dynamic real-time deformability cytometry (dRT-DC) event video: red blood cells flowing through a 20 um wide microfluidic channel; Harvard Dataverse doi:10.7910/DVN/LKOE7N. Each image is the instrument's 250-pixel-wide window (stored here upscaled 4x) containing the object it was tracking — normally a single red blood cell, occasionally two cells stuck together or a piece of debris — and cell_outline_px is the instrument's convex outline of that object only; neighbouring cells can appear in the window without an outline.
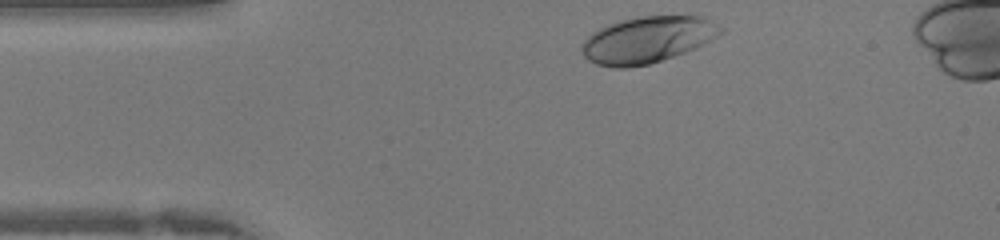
{"species": "human", "species_latin": "Homo sapiens", "temperature_condition": "warm", "stored_images_in_passage": 27, "camera_frame_rate_fps": 3000, "um_per_image_px": 0.085, "donor": {"sex": "female"}, "frame": {"image": 1, "passage_image": 1, "time_ms": 0.0, "image_size_px": [1000, 240], "cell_outline_px": [[724, 32], [704, 44], [696, 48], [648, 64], [628, 68], [616, 68], [596, 64], [588, 60], [584, 56], [580, 48], [580, 44], [592, 32], [608, 24], [620, 20], [640, 16], [704, 16], [724, 28]], "centroid_in_image_um": [55.02, 3.37], "position_along_channel_um": 30.0, "area_um2": 37.69}}
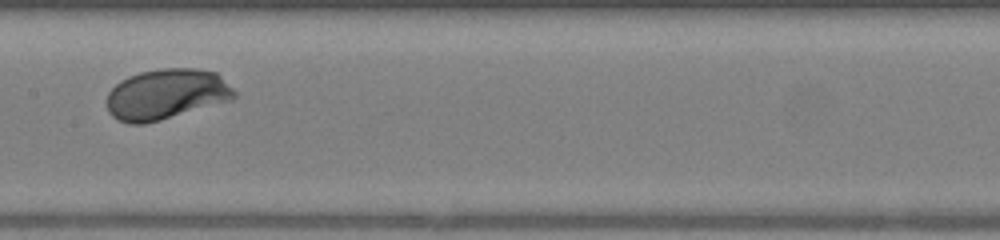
{"frame": {"image": 2, "passage_image": 14, "time_ms": 4.333, "image_size_px": [1000, 240], "cell_outline_px": [[236, 96], [232, 100], [160, 120], [144, 124], [128, 124], [112, 116], [108, 112], [108, 92], [120, 80], [128, 76], [140, 72], [164, 68], [196, 68], [216, 72], [236, 92]], "centroid_in_image_um": [14.14, 8.01], "position_along_channel_um": 193.3, "area_um2": 37.45}}
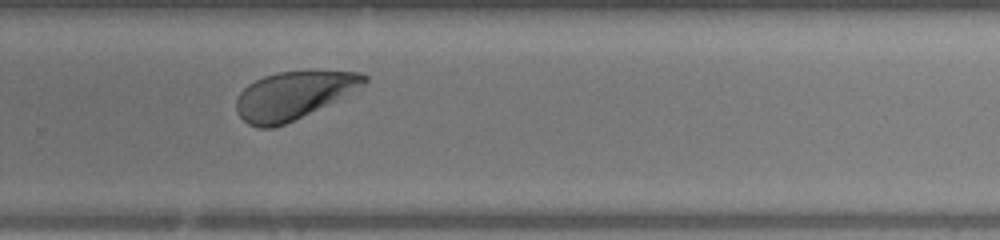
{"frame": {"image": 3, "passage_image": 21, "time_ms": 6.667, "image_size_px": [1000, 240], "cell_outline_px": [[368, 80], [364, 84], [336, 100], [284, 124], [272, 128], [260, 128], [248, 124], [236, 112], [236, 100], [240, 92], [248, 84], [264, 76], [280, 72], [364, 72], [368, 76]], "centroid_in_image_um": [24.89, 8.11], "position_along_channel_um": 304.9, "area_um2": 34.74}}